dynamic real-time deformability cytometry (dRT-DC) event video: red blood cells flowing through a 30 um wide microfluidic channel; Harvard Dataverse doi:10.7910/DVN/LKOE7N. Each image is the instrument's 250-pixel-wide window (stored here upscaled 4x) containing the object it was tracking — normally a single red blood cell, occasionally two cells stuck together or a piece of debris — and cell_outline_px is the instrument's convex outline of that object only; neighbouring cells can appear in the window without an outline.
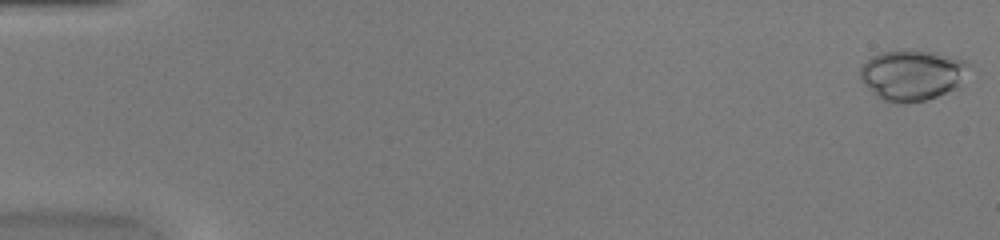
{"species": "common noctule bat (a hibernating species)", "species_latin": "Nyctalus noctula", "temperature_condition": "warm", "stored_images_in_passage": 52, "camera_frame_rate_fps": 3000, "um_per_image_px": 0.085, "animal": {"sex": "female", "body_mass_g": 20.0, "forearm_length_mm": 54.0}, "frame": {"image": 1, "passage_image": 1, "time_ms": 0.0, "image_size_px": [1000, 240], "cell_outline_px": [[972, 64], [960, 84], [956, 88], [928, 100], [904, 104], [892, 104], [876, 96], [860, 80], [860, 68], [872, 56], [880, 52], [904, 48], [912, 48], [936, 52], [964, 60]], "centroid_in_image_um": [77.53, 6.36], "position_along_channel_um": 7.5, "area_um2": 32.83}}
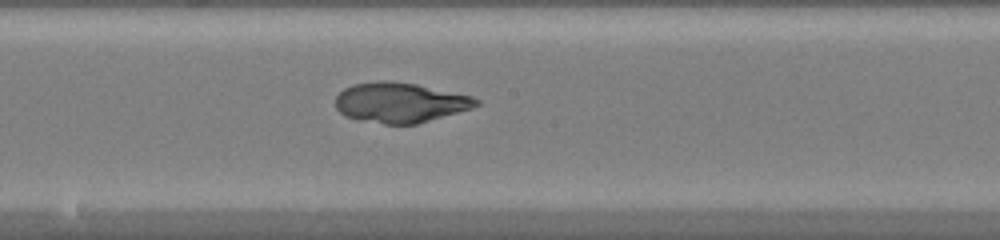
{"frame": {"image": 2, "passage_image": 29, "time_ms": 9.333, "image_size_px": [1000, 240], "cell_outline_px": [[480, 104], [472, 108], [416, 124], [384, 124], [360, 120], [344, 116], [336, 108], [336, 96], [344, 88], [352, 84], [380, 80], [388, 80], [416, 84], [472, 96], [480, 100]], "centroid_in_image_um": [33.99, 8.71], "position_along_channel_um": 214.2, "area_um2": 32.83}}
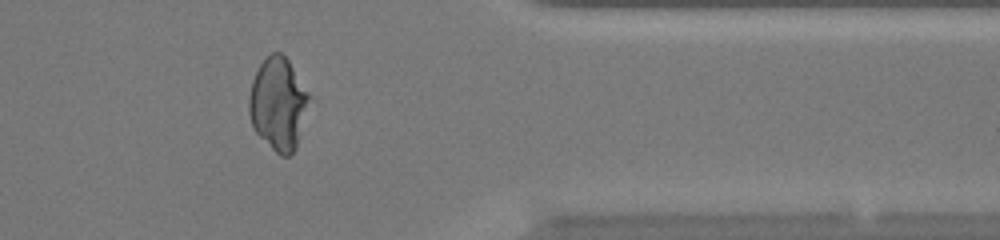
{"frame": {"image": 3, "passage_image": 43, "time_ms": 14.0, "image_size_px": [1000, 240], "cell_outline_px": [[316, 100], [296, 148], [288, 156], [280, 156], [252, 128], [248, 112], [248, 96], [252, 80], [260, 64], [272, 52], [280, 52], [288, 60]], "centroid_in_image_um": [23.74, 8.84], "position_along_channel_um": 387.7, "area_um2": 33.76}}